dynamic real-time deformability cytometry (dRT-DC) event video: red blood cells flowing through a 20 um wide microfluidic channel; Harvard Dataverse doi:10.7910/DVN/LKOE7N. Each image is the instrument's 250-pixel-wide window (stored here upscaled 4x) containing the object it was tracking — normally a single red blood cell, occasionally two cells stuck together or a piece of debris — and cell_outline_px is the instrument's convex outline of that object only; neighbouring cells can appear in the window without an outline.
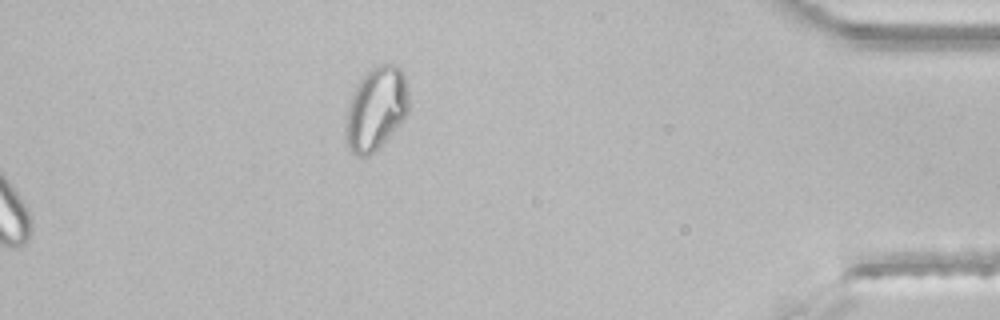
{"species": "common noctule bat (a hibernating species)", "species_latin": "Nyctalus noctula", "temperature_condition": "room temperature", "stored_images_in_passage": 33, "segment_of_instrument_passage": [2, 2], "camera_frame_rate_fps": 3000, "um_per_image_px": 0.085, "animal": {"sex": "male", "body_mass_g": 21.5, "forearm_length_mm": 52.0}, "frame": {"image": 1, "passage_image": 33, "time_ms": 10.667, "image_size_px": [1000, 320], "cell_outline_px": [[408, 112], [404, 120], [380, 148], [368, 156], [356, 156], [348, 148], [344, 140], [344, 128], [348, 108], [356, 84], [376, 64], [392, 64], [400, 68], [404, 72], [408, 92]], "centroid_in_image_um": [31.96, 9.28], "position_along_channel_um": 403.2, "area_um2": 30.98}}